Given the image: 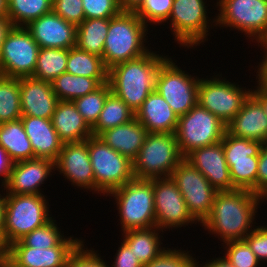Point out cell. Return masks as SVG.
<instances>
[{"mask_svg": "<svg viewBox=\"0 0 267 267\" xmlns=\"http://www.w3.org/2000/svg\"><path fill=\"white\" fill-rule=\"evenodd\" d=\"M262 203V196L246 189L217 192L210 215L200 226L223 243L244 240L258 224Z\"/></svg>", "mask_w": 267, "mask_h": 267, "instance_id": "6da1fadb", "label": "cell"}, {"mask_svg": "<svg viewBox=\"0 0 267 267\" xmlns=\"http://www.w3.org/2000/svg\"><path fill=\"white\" fill-rule=\"evenodd\" d=\"M168 57L169 54H159L151 49L139 58L114 65L108 73L111 91L136 113L148 95L155 91L158 70Z\"/></svg>", "mask_w": 267, "mask_h": 267, "instance_id": "7a4b0ae2", "label": "cell"}, {"mask_svg": "<svg viewBox=\"0 0 267 267\" xmlns=\"http://www.w3.org/2000/svg\"><path fill=\"white\" fill-rule=\"evenodd\" d=\"M149 30L134 12L122 11L116 17L109 19L102 55L105 66L110 69L116 64L148 53L152 49L147 41Z\"/></svg>", "mask_w": 267, "mask_h": 267, "instance_id": "3957f363", "label": "cell"}, {"mask_svg": "<svg viewBox=\"0 0 267 267\" xmlns=\"http://www.w3.org/2000/svg\"><path fill=\"white\" fill-rule=\"evenodd\" d=\"M109 196L117 204L121 233L156 226L153 179H133L106 197Z\"/></svg>", "mask_w": 267, "mask_h": 267, "instance_id": "277c9868", "label": "cell"}, {"mask_svg": "<svg viewBox=\"0 0 267 267\" xmlns=\"http://www.w3.org/2000/svg\"><path fill=\"white\" fill-rule=\"evenodd\" d=\"M48 199L47 195L6 194L4 248L53 218Z\"/></svg>", "mask_w": 267, "mask_h": 267, "instance_id": "5b68a950", "label": "cell"}, {"mask_svg": "<svg viewBox=\"0 0 267 267\" xmlns=\"http://www.w3.org/2000/svg\"><path fill=\"white\" fill-rule=\"evenodd\" d=\"M209 6L207 0H173L167 24L180 48L194 50L208 42L211 29L218 28L216 15L209 18Z\"/></svg>", "mask_w": 267, "mask_h": 267, "instance_id": "8992f818", "label": "cell"}, {"mask_svg": "<svg viewBox=\"0 0 267 267\" xmlns=\"http://www.w3.org/2000/svg\"><path fill=\"white\" fill-rule=\"evenodd\" d=\"M214 4L220 30L234 29L253 44L267 42V0H216Z\"/></svg>", "mask_w": 267, "mask_h": 267, "instance_id": "52a82bcc", "label": "cell"}, {"mask_svg": "<svg viewBox=\"0 0 267 267\" xmlns=\"http://www.w3.org/2000/svg\"><path fill=\"white\" fill-rule=\"evenodd\" d=\"M183 159L175 133H148L133 160L135 179L171 177Z\"/></svg>", "mask_w": 267, "mask_h": 267, "instance_id": "ba28073f", "label": "cell"}, {"mask_svg": "<svg viewBox=\"0 0 267 267\" xmlns=\"http://www.w3.org/2000/svg\"><path fill=\"white\" fill-rule=\"evenodd\" d=\"M96 194L107 196L113 190L135 179L133 161L108 146L100 137L88 138Z\"/></svg>", "mask_w": 267, "mask_h": 267, "instance_id": "9c48e42d", "label": "cell"}, {"mask_svg": "<svg viewBox=\"0 0 267 267\" xmlns=\"http://www.w3.org/2000/svg\"><path fill=\"white\" fill-rule=\"evenodd\" d=\"M213 74L200 78L197 103L227 125L241 110L252 87L249 89L248 86L238 85V82H230L222 73L217 74V71Z\"/></svg>", "mask_w": 267, "mask_h": 267, "instance_id": "30bf717a", "label": "cell"}, {"mask_svg": "<svg viewBox=\"0 0 267 267\" xmlns=\"http://www.w3.org/2000/svg\"><path fill=\"white\" fill-rule=\"evenodd\" d=\"M172 57H168L161 64L156 78L155 91L180 117L197 104L200 77L183 70L177 64V60H173Z\"/></svg>", "mask_w": 267, "mask_h": 267, "instance_id": "8fae6325", "label": "cell"}, {"mask_svg": "<svg viewBox=\"0 0 267 267\" xmlns=\"http://www.w3.org/2000/svg\"><path fill=\"white\" fill-rule=\"evenodd\" d=\"M226 124L198 103L179 117L176 137L179 150L185 158L195 149L222 141Z\"/></svg>", "mask_w": 267, "mask_h": 267, "instance_id": "7c38bea8", "label": "cell"}, {"mask_svg": "<svg viewBox=\"0 0 267 267\" xmlns=\"http://www.w3.org/2000/svg\"><path fill=\"white\" fill-rule=\"evenodd\" d=\"M171 179L183 195L188 211L201 225L210 215L217 191L185 158L173 170Z\"/></svg>", "mask_w": 267, "mask_h": 267, "instance_id": "4fadbf2b", "label": "cell"}, {"mask_svg": "<svg viewBox=\"0 0 267 267\" xmlns=\"http://www.w3.org/2000/svg\"><path fill=\"white\" fill-rule=\"evenodd\" d=\"M39 45L25 27H13L0 53V75L11 78L32 77Z\"/></svg>", "mask_w": 267, "mask_h": 267, "instance_id": "5bb4252c", "label": "cell"}, {"mask_svg": "<svg viewBox=\"0 0 267 267\" xmlns=\"http://www.w3.org/2000/svg\"><path fill=\"white\" fill-rule=\"evenodd\" d=\"M153 192L156 227L170 232V229L190 228L189 225L193 227L192 224L198 223L188 211L183 195L171 177L154 178Z\"/></svg>", "mask_w": 267, "mask_h": 267, "instance_id": "9a60e30c", "label": "cell"}, {"mask_svg": "<svg viewBox=\"0 0 267 267\" xmlns=\"http://www.w3.org/2000/svg\"><path fill=\"white\" fill-rule=\"evenodd\" d=\"M55 171L69 181L71 186L84 192L96 194L93 167L88 151V139L79 142L65 143L54 162Z\"/></svg>", "mask_w": 267, "mask_h": 267, "instance_id": "2e32d148", "label": "cell"}, {"mask_svg": "<svg viewBox=\"0 0 267 267\" xmlns=\"http://www.w3.org/2000/svg\"><path fill=\"white\" fill-rule=\"evenodd\" d=\"M53 173L54 162L48 159L34 158L16 162L12 165L8 182L3 189L6 194L45 195L42 184H46Z\"/></svg>", "mask_w": 267, "mask_h": 267, "instance_id": "e0dca14e", "label": "cell"}, {"mask_svg": "<svg viewBox=\"0 0 267 267\" xmlns=\"http://www.w3.org/2000/svg\"><path fill=\"white\" fill-rule=\"evenodd\" d=\"M185 159L205 176L217 192L236 189L230 178L222 141L195 149Z\"/></svg>", "mask_w": 267, "mask_h": 267, "instance_id": "ac0fdd59", "label": "cell"}, {"mask_svg": "<svg viewBox=\"0 0 267 267\" xmlns=\"http://www.w3.org/2000/svg\"><path fill=\"white\" fill-rule=\"evenodd\" d=\"M25 28L39 48L70 49L76 46L77 26L53 11L31 21Z\"/></svg>", "mask_w": 267, "mask_h": 267, "instance_id": "d6986e66", "label": "cell"}, {"mask_svg": "<svg viewBox=\"0 0 267 267\" xmlns=\"http://www.w3.org/2000/svg\"><path fill=\"white\" fill-rule=\"evenodd\" d=\"M20 102L22 116L51 119L59 99L52 90L51 82L22 77Z\"/></svg>", "mask_w": 267, "mask_h": 267, "instance_id": "ffe728a7", "label": "cell"}, {"mask_svg": "<svg viewBox=\"0 0 267 267\" xmlns=\"http://www.w3.org/2000/svg\"><path fill=\"white\" fill-rule=\"evenodd\" d=\"M226 127L227 132L235 137L267 143V116L252 94Z\"/></svg>", "mask_w": 267, "mask_h": 267, "instance_id": "44dd1931", "label": "cell"}, {"mask_svg": "<svg viewBox=\"0 0 267 267\" xmlns=\"http://www.w3.org/2000/svg\"><path fill=\"white\" fill-rule=\"evenodd\" d=\"M135 118L148 133H176L178 115L156 91L151 92L136 111Z\"/></svg>", "mask_w": 267, "mask_h": 267, "instance_id": "7402d4cb", "label": "cell"}, {"mask_svg": "<svg viewBox=\"0 0 267 267\" xmlns=\"http://www.w3.org/2000/svg\"><path fill=\"white\" fill-rule=\"evenodd\" d=\"M20 119L31 142L34 158L55 162L63 143L60 141L51 119L32 116H22Z\"/></svg>", "mask_w": 267, "mask_h": 267, "instance_id": "603a6c76", "label": "cell"}, {"mask_svg": "<svg viewBox=\"0 0 267 267\" xmlns=\"http://www.w3.org/2000/svg\"><path fill=\"white\" fill-rule=\"evenodd\" d=\"M76 247L77 245H56L44 249L7 246L5 253L21 267H64L68 256Z\"/></svg>", "mask_w": 267, "mask_h": 267, "instance_id": "cb8c5ba5", "label": "cell"}, {"mask_svg": "<svg viewBox=\"0 0 267 267\" xmlns=\"http://www.w3.org/2000/svg\"><path fill=\"white\" fill-rule=\"evenodd\" d=\"M51 121L63 144L84 141L93 136L92 128L78 112L73 101L59 100Z\"/></svg>", "mask_w": 267, "mask_h": 267, "instance_id": "d4e9b609", "label": "cell"}, {"mask_svg": "<svg viewBox=\"0 0 267 267\" xmlns=\"http://www.w3.org/2000/svg\"><path fill=\"white\" fill-rule=\"evenodd\" d=\"M147 134L145 127L134 118L129 123L105 130L98 137L112 149L133 161L137 157Z\"/></svg>", "mask_w": 267, "mask_h": 267, "instance_id": "484cf974", "label": "cell"}, {"mask_svg": "<svg viewBox=\"0 0 267 267\" xmlns=\"http://www.w3.org/2000/svg\"><path fill=\"white\" fill-rule=\"evenodd\" d=\"M163 232L155 226L148 229L128 230L121 234L123 241L144 265L157 258L167 248L162 242L164 240Z\"/></svg>", "mask_w": 267, "mask_h": 267, "instance_id": "4316f807", "label": "cell"}, {"mask_svg": "<svg viewBox=\"0 0 267 267\" xmlns=\"http://www.w3.org/2000/svg\"><path fill=\"white\" fill-rule=\"evenodd\" d=\"M0 146L13 163L34 159V152L21 119L0 124Z\"/></svg>", "mask_w": 267, "mask_h": 267, "instance_id": "83f0119b", "label": "cell"}, {"mask_svg": "<svg viewBox=\"0 0 267 267\" xmlns=\"http://www.w3.org/2000/svg\"><path fill=\"white\" fill-rule=\"evenodd\" d=\"M52 218L42 227L36 228L31 233L24 235L20 240L9 246H28L33 248H52L56 245H78L82 239L78 237L65 236L60 229V223ZM57 223V224H56Z\"/></svg>", "mask_w": 267, "mask_h": 267, "instance_id": "f1b7e54d", "label": "cell"}, {"mask_svg": "<svg viewBox=\"0 0 267 267\" xmlns=\"http://www.w3.org/2000/svg\"><path fill=\"white\" fill-rule=\"evenodd\" d=\"M66 72L94 78L100 85L108 82L109 69L102 57L85 52L77 46L69 49Z\"/></svg>", "mask_w": 267, "mask_h": 267, "instance_id": "f546056e", "label": "cell"}, {"mask_svg": "<svg viewBox=\"0 0 267 267\" xmlns=\"http://www.w3.org/2000/svg\"><path fill=\"white\" fill-rule=\"evenodd\" d=\"M109 29V19H85L77 26L76 46L85 52L102 57Z\"/></svg>", "mask_w": 267, "mask_h": 267, "instance_id": "4dcf8cb0", "label": "cell"}, {"mask_svg": "<svg viewBox=\"0 0 267 267\" xmlns=\"http://www.w3.org/2000/svg\"><path fill=\"white\" fill-rule=\"evenodd\" d=\"M134 118L135 112L111 91L104 102L96 124L92 127L93 136H99L107 129L129 123Z\"/></svg>", "mask_w": 267, "mask_h": 267, "instance_id": "1f68e13d", "label": "cell"}, {"mask_svg": "<svg viewBox=\"0 0 267 267\" xmlns=\"http://www.w3.org/2000/svg\"><path fill=\"white\" fill-rule=\"evenodd\" d=\"M56 97L62 101H73L96 90L100 84L94 78L64 72L51 82Z\"/></svg>", "mask_w": 267, "mask_h": 267, "instance_id": "d6a6232c", "label": "cell"}, {"mask_svg": "<svg viewBox=\"0 0 267 267\" xmlns=\"http://www.w3.org/2000/svg\"><path fill=\"white\" fill-rule=\"evenodd\" d=\"M69 49L40 48L33 78L52 82L66 72Z\"/></svg>", "mask_w": 267, "mask_h": 267, "instance_id": "836d02e7", "label": "cell"}, {"mask_svg": "<svg viewBox=\"0 0 267 267\" xmlns=\"http://www.w3.org/2000/svg\"><path fill=\"white\" fill-rule=\"evenodd\" d=\"M53 0H9L8 17L14 27H25L31 21L52 12Z\"/></svg>", "mask_w": 267, "mask_h": 267, "instance_id": "e575fe53", "label": "cell"}, {"mask_svg": "<svg viewBox=\"0 0 267 267\" xmlns=\"http://www.w3.org/2000/svg\"><path fill=\"white\" fill-rule=\"evenodd\" d=\"M22 117L20 102V78L0 75V124Z\"/></svg>", "mask_w": 267, "mask_h": 267, "instance_id": "d590c367", "label": "cell"}, {"mask_svg": "<svg viewBox=\"0 0 267 267\" xmlns=\"http://www.w3.org/2000/svg\"><path fill=\"white\" fill-rule=\"evenodd\" d=\"M259 156L240 159H226L230 178L236 189H246L256 193Z\"/></svg>", "mask_w": 267, "mask_h": 267, "instance_id": "8d00e7d4", "label": "cell"}, {"mask_svg": "<svg viewBox=\"0 0 267 267\" xmlns=\"http://www.w3.org/2000/svg\"><path fill=\"white\" fill-rule=\"evenodd\" d=\"M111 92L110 84H101L96 90L85 96L73 100L78 112L83 116L87 124L92 128L103 109L104 102Z\"/></svg>", "mask_w": 267, "mask_h": 267, "instance_id": "74e56055", "label": "cell"}, {"mask_svg": "<svg viewBox=\"0 0 267 267\" xmlns=\"http://www.w3.org/2000/svg\"><path fill=\"white\" fill-rule=\"evenodd\" d=\"M172 6L173 0H144L134 13L149 28L153 24L157 26L163 24L165 26V23L170 17Z\"/></svg>", "mask_w": 267, "mask_h": 267, "instance_id": "f35d334b", "label": "cell"}, {"mask_svg": "<svg viewBox=\"0 0 267 267\" xmlns=\"http://www.w3.org/2000/svg\"><path fill=\"white\" fill-rule=\"evenodd\" d=\"M224 250L221 254L235 267H260L261 264L256 255L244 240L228 241L221 243ZM224 252V253H223ZM265 267V266H264Z\"/></svg>", "mask_w": 267, "mask_h": 267, "instance_id": "ab89813d", "label": "cell"}, {"mask_svg": "<svg viewBox=\"0 0 267 267\" xmlns=\"http://www.w3.org/2000/svg\"><path fill=\"white\" fill-rule=\"evenodd\" d=\"M225 159H240L247 156H259L260 150L264 145L258 141L238 138L227 131L222 139Z\"/></svg>", "mask_w": 267, "mask_h": 267, "instance_id": "60d3db41", "label": "cell"}, {"mask_svg": "<svg viewBox=\"0 0 267 267\" xmlns=\"http://www.w3.org/2000/svg\"><path fill=\"white\" fill-rule=\"evenodd\" d=\"M190 251L193 252L167 246L157 258L144 264L143 267H196V256Z\"/></svg>", "mask_w": 267, "mask_h": 267, "instance_id": "b9f144b4", "label": "cell"}, {"mask_svg": "<svg viewBox=\"0 0 267 267\" xmlns=\"http://www.w3.org/2000/svg\"><path fill=\"white\" fill-rule=\"evenodd\" d=\"M88 248L83 239L68 256L64 267H110V263L103 259L105 256Z\"/></svg>", "mask_w": 267, "mask_h": 267, "instance_id": "7bdbcfd3", "label": "cell"}, {"mask_svg": "<svg viewBox=\"0 0 267 267\" xmlns=\"http://www.w3.org/2000/svg\"><path fill=\"white\" fill-rule=\"evenodd\" d=\"M83 10L85 19H111L122 12L118 0H83Z\"/></svg>", "mask_w": 267, "mask_h": 267, "instance_id": "ee69618b", "label": "cell"}, {"mask_svg": "<svg viewBox=\"0 0 267 267\" xmlns=\"http://www.w3.org/2000/svg\"><path fill=\"white\" fill-rule=\"evenodd\" d=\"M52 11L76 26L85 20L83 0H53Z\"/></svg>", "mask_w": 267, "mask_h": 267, "instance_id": "f6af8a7d", "label": "cell"}, {"mask_svg": "<svg viewBox=\"0 0 267 267\" xmlns=\"http://www.w3.org/2000/svg\"><path fill=\"white\" fill-rule=\"evenodd\" d=\"M244 241L248 244L251 251L256 255V258L263 266L267 262V224L258 225L249 232Z\"/></svg>", "mask_w": 267, "mask_h": 267, "instance_id": "bcb514c9", "label": "cell"}, {"mask_svg": "<svg viewBox=\"0 0 267 267\" xmlns=\"http://www.w3.org/2000/svg\"><path fill=\"white\" fill-rule=\"evenodd\" d=\"M121 241L118 250L116 249L114 261L111 260V267H143L128 245L122 239Z\"/></svg>", "mask_w": 267, "mask_h": 267, "instance_id": "7dc6e473", "label": "cell"}, {"mask_svg": "<svg viewBox=\"0 0 267 267\" xmlns=\"http://www.w3.org/2000/svg\"><path fill=\"white\" fill-rule=\"evenodd\" d=\"M267 192V143L259 153L258 172L256 180V194L263 196Z\"/></svg>", "mask_w": 267, "mask_h": 267, "instance_id": "c3c4849f", "label": "cell"}, {"mask_svg": "<svg viewBox=\"0 0 267 267\" xmlns=\"http://www.w3.org/2000/svg\"><path fill=\"white\" fill-rule=\"evenodd\" d=\"M254 46H258L262 49H260L262 51V53H264V55L262 56V60H260V62H258V65H255V70L254 72H256V82L267 89V42L266 43H262V44H258V45H254ZM258 68V69H257Z\"/></svg>", "mask_w": 267, "mask_h": 267, "instance_id": "681fc988", "label": "cell"}, {"mask_svg": "<svg viewBox=\"0 0 267 267\" xmlns=\"http://www.w3.org/2000/svg\"><path fill=\"white\" fill-rule=\"evenodd\" d=\"M13 162L9 158L6 150L0 146V186L7 184L12 169Z\"/></svg>", "mask_w": 267, "mask_h": 267, "instance_id": "f907efd6", "label": "cell"}, {"mask_svg": "<svg viewBox=\"0 0 267 267\" xmlns=\"http://www.w3.org/2000/svg\"><path fill=\"white\" fill-rule=\"evenodd\" d=\"M196 267H235L232 264H230L224 256H219L217 258H211L206 259V262H202L200 264V261L196 260Z\"/></svg>", "mask_w": 267, "mask_h": 267, "instance_id": "816d5d0a", "label": "cell"}, {"mask_svg": "<svg viewBox=\"0 0 267 267\" xmlns=\"http://www.w3.org/2000/svg\"><path fill=\"white\" fill-rule=\"evenodd\" d=\"M13 27L14 25L8 16L0 17V53L3 42L6 39L7 34L12 30Z\"/></svg>", "mask_w": 267, "mask_h": 267, "instance_id": "f5cc1de1", "label": "cell"}, {"mask_svg": "<svg viewBox=\"0 0 267 267\" xmlns=\"http://www.w3.org/2000/svg\"><path fill=\"white\" fill-rule=\"evenodd\" d=\"M256 84V86H253L255 89L252 87L251 94L261 103L267 116V89L260 86L257 82Z\"/></svg>", "mask_w": 267, "mask_h": 267, "instance_id": "db71d44e", "label": "cell"}, {"mask_svg": "<svg viewBox=\"0 0 267 267\" xmlns=\"http://www.w3.org/2000/svg\"><path fill=\"white\" fill-rule=\"evenodd\" d=\"M0 189L2 190V191L0 190V241L3 246V227H4L5 206H6V193L2 187H0Z\"/></svg>", "mask_w": 267, "mask_h": 267, "instance_id": "11a10c76", "label": "cell"}, {"mask_svg": "<svg viewBox=\"0 0 267 267\" xmlns=\"http://www.w3.org/2000/svg\"><path fill=\"white\" fill-rule=\"evenodd\" d=\"M144 0H118L122 11L134 12Z\"/></svg>", "mask_w": 267, "mask_h": 267, "instance_id": "9f6ffc18", "label": "cell"}, {"mask_svg": "<svg viewBox=\"0 0 267 267\" xmlns=\"http://www.w3.org/2000/svg\"><path fill=\"white\" fill-rule=\"evenodd\" d=\"M1 267H21L18 266L6 253L3 256Z\"/></svg>", "mask_w": 267, "mask_h": 267, "instance_id": "6f0895ef", "label": "cell"}, {"mask_svg": "<svg viewBox=\"0 0 267 267\" xmlns=\"http://www.w3.org/2000/svg\"><path fill=\"white\" fill-rule=\"evenodd\" d=\"M8 16V2L0 0V17Z\"/></svg>", "mask_w": 267, "mask_h": 267, "instance_id": "680465c9", "label": "cell"}, {"mask_svg": "<svg viewBox=\"0 0 267 267\" xmlns=\"http://www.w3.org/2000/svg\"><path fill=\"white\" fill-rule=\"evenodd\" d=\"M0 254H5V248L2 246L0 241Z\"/></svg>", "mask_w": 267, "mask_h": 267, "instance_id": "91938a15", "label": "cell"}, {"mask_svg": "<svg viewBox=\"0 0 267 267\" xmlns=\"http://www.w3.org/2000/svg\"><path fill=\"white\" fill-rule=\"evenodd\" d=\"M262 201L264 202H266L267 201V192L262 196Z\"/></svg>", "mask_w": 267, "mask_h": 267, "instance_id": "94428289", "label": "cell"}, {"mask_svg": "<svg viewBox=\"0 0 267 267\" xmlns=\"http://www.w3.org/2000/svg\"><path fill=\"white\" fill-rule=\"evenodd\" d=\"M3 256H4V254H0V267H1V264H2Z\"/></svg>", "mask_w": 267, "mask_h": 267, "instance_id": "6125c7cd", "label": "cell"}]
</instances>
